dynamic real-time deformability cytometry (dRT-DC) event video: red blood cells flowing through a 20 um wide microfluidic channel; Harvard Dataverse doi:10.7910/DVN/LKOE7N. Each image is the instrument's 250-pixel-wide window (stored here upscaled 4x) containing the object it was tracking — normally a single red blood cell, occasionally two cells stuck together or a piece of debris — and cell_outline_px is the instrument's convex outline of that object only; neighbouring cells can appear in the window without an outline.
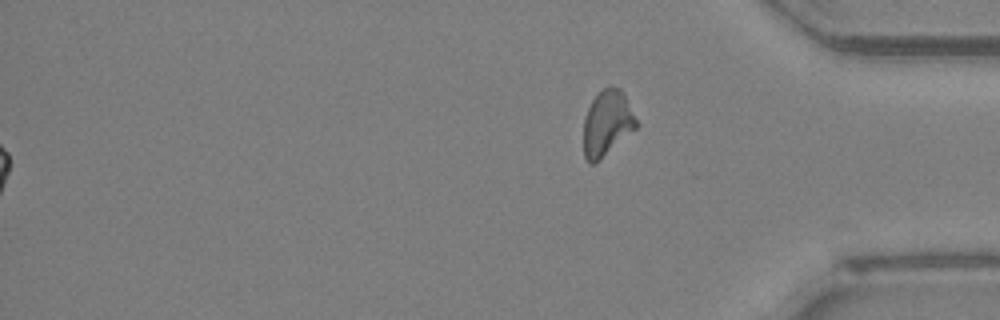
{"species": "Egyptian fruit bat (a non-hibernating species)", "species_latin": "Rousettus aegyptiacus", "temperature_condition": "room temperature", "stored_images_in_passage": 53, "segment_of_instrument_passage": [2, 2], "camera_frame_rate_fps": 3000, "um_per_image_px": 0.085, "animal": {"sex": "female"}, "frame": {"image": 1, "passage_image": 53, "time_ms": 17.333, "image_size_px": [1000, 320], "cell_outline_px": [[636, 128], [600, 160], [592, 164], [588, 164], [584, 156], [584, 116], [592, 100], [608, 84], [620, 88], [636, 120]], "centroid_in_image_um": [51.56, 10.49], "position_along_channel_um": 383.6, "area_um2": 19.83}}